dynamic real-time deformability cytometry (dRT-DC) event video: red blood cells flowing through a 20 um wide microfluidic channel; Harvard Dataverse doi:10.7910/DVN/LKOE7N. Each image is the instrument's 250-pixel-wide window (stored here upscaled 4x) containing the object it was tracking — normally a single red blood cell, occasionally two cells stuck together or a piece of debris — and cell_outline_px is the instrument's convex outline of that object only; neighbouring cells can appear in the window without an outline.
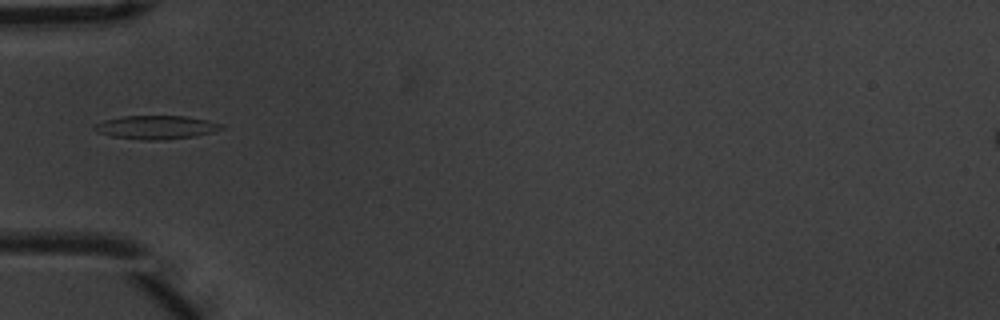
{"species": "common noctule bat (a hibernating species)", "species_latin": "Nyctalus noctula", "temperature_condition": "warm", "stored_images_in_passage": 4, "camera_frame_rate_fps": 3000, "um_per_image_px": 0.085, "animal": {"sex": "male", "body_mass_g": 20.1, "forearm_length_mm": 53.5}, "frame": {"image": 1, "passage_image": 4, "time_ms": 1.0, "image_size_px": [1000, 320], "cell_outline_px": [[224, 128], [212, 132], [196, 136], [160, 140], [144, 140], [112, 136], [96, 132], [92, 128], [96, 124], [104, 120], [124, 116], [184, 116], [208, 120], [224, 124]], "centroid_in_image_um": [13.29, 10.82], "position_along_channel_um": 71.7, "area_um2": 17.4}}